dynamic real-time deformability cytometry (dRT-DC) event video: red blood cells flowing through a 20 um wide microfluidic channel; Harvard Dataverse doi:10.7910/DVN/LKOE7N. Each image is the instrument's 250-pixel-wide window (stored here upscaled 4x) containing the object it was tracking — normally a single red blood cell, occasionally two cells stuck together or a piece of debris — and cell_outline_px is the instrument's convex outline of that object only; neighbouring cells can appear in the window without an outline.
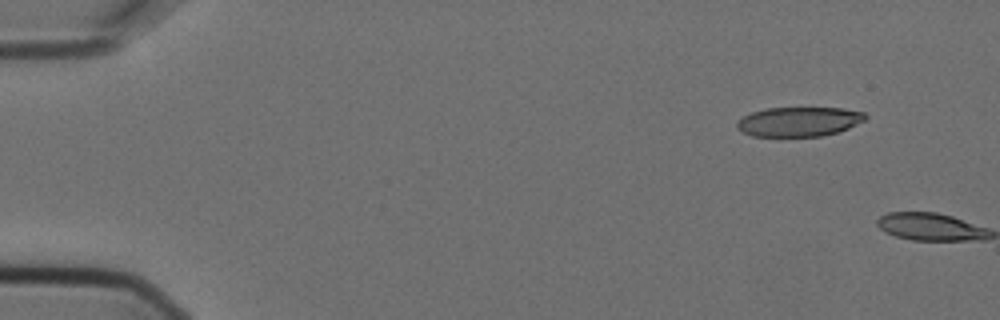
{"species": "Egyptian fruit bat (a non-hibernating species)", "species_latin": "Rousettus aegyptiacus", "temperature_condition": "cold", "stored_images_in_passage": 2, "camera_frame_rate_fps": 3000, "um_per_image_px": 0.085, "animal": {"sex": "female"}, "frame": {"image": 1, "passage_image": 1, "time_ms": 0.0, "image_size_px": [1000, 320], "cell_outline_px": [[868, 116], [864, 120], [848, 128], [836, 132], [820, 136], [752, 136], [736, 128], [736, 124], [744, 116], [752, 112], [764, 108], [844, 108], [864, 112]], "centroid_in_image_um": [67.91, 10.33], "position_along_channel_um": 17.1, "area_um2": 21.91}}